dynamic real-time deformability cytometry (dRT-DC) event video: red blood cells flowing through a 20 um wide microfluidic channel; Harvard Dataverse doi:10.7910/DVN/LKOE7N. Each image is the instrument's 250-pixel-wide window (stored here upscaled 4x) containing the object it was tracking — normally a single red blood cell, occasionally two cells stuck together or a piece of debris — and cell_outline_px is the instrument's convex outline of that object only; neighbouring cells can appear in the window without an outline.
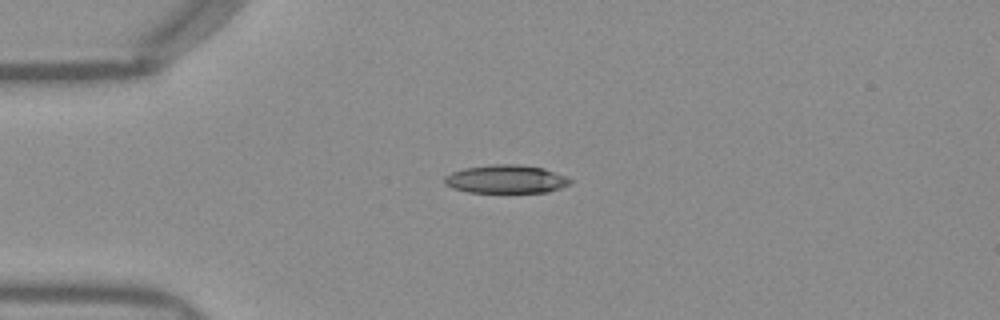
{"species": "Egyptian fruit bat (a non-hibernating species)", "species_latin": "Rousettus aegyptiacus", "temperature_condition": "warm", "stored_images_in_passage": 39, "camera_frame_rate_fps": 3000, "um_per_image_px": 0.085, "frame": {"image": 1, "passage_image": 1, "time_ms": 0.0, "image_size_px": [1000, 320], "cell_outline_px": [[572, 184], [548, 192], [468, 192], [452, 188], [444, 184], [444, 176], [452, 172], [464, 168], [492, 164], [516, 164], [544, 168], [564, 176], [572, 180]], "centroid_in_image_um": [42.99, 15.23], "position_along_channel_um": 42.0, "area_um2": 20.75}}
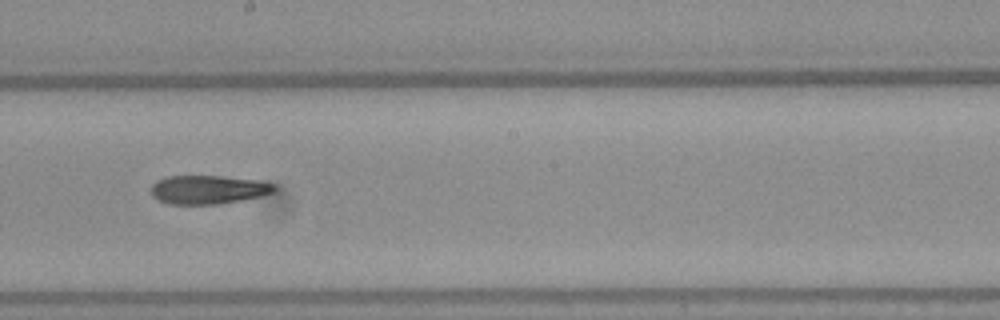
{"frame": {"image": 2, "passage_image": 17, "time_ms": 5.333, "image_size_px": [1000, 320], "cell_outline_px": [[276, 192], [244, 200], [216, 204], [168, 204], [152, 196], [152, 184], [156, 180], [168, 176], [224, 176], [256, 180], [276, 184]], "centroid_in_image_um": [17.73, 16.11], "position_along_channel_um": 230.5, "area_um2": 20.69}}
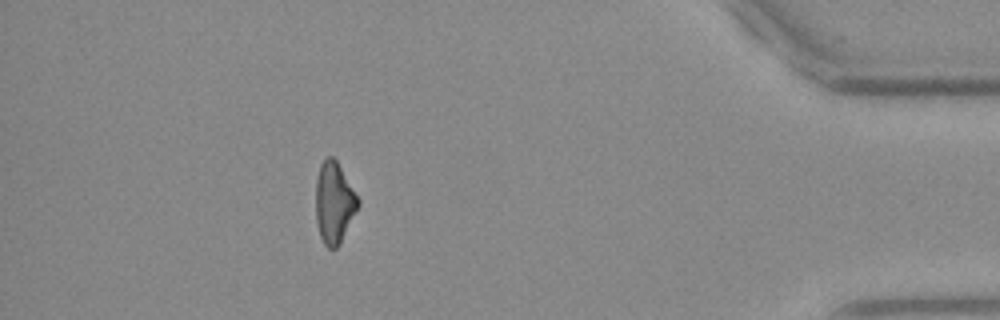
{"frame": {"image": 3, "passage_image": 34, "time_ms": 11.0, "image_size_px": [1000, 320], "cell_outline_px": [[360, 204], [340, 244], [336, 248], [328, 248], [324, 244], [320, 236], [316, 220], [316, 180], [320, 164], [328, 156], [332, 156], [336, 160], [360, 200]], "centroid_in_image_um": [28.4, 17.24], "position_along_channel_um": 406.8, "area_um2": 19.94}, "authors_computed_cell_mechanics": {"area_um2": 20.8658, "velocity_mm_per_s": 3.993, "shape_relaxation_time_tau1_ms": 6.6792, "shape_relaxation_time_tau2_ms": 11.1416, "deformation_change_tau1": 0.1958, "deformation_change_tau2": 0.2959}}